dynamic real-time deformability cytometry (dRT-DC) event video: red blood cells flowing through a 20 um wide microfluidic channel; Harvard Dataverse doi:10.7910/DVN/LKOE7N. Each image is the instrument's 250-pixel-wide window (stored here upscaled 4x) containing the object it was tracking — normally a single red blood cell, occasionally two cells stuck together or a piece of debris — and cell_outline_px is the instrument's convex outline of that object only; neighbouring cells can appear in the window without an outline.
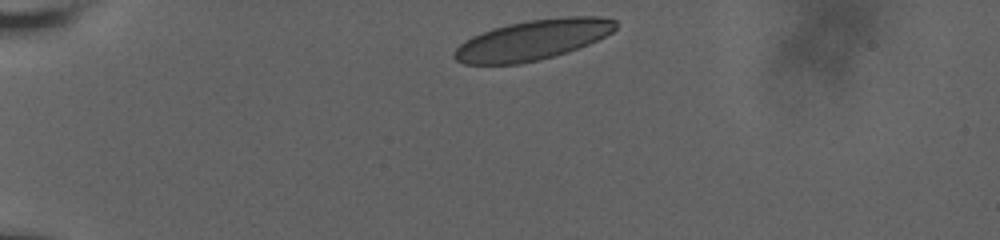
{"species": "human", "species_latin": "Homo sapiens", "temperature_condition": "room temperature", "stored_images_in_passage": 24, "camera_frame_rate_fps": 3000, "um_per_image_px": 0.085, "donor": {"sex": "male"}, "frame": {"image": 1, "passage_image": 1, "time_ms": 0.0, "image_size_px": [1000, 240], "cell_outline_px": [[616, 28], [612, 32], [588, 44], [568, 52], [520, 64], [464, 64], [456, 60], [452, 56], [456, 48], [460, 44], [472, 36], [492, 28], [508, 24], [528, 20], [568, 16], [600, 16], [616, 20]], "centroid_in_image_um": [45.27, 3.39], "position_along_channel_um": 39.7, "area_um2": 37.57}}
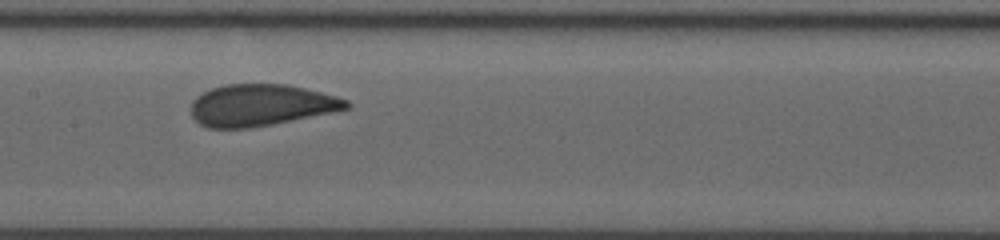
{"frame": {"image": 2, "passage_image": 14, "time_ms": 5.667, "image_size_px": [1000, 240], "cell_outline_px": [[352, 108], [272, 124], [248, 128], [208, 128], [200, 124], [192, 116], [192, 100], [196, 96], [212, 88], [224, 84], [288, 84], [336, 96], [348, 100], [352, 104]], "centroid_in_image_um": [22.19, 8.93], "position_along_channel_um": 185.2, "area_um2": 37.69}}
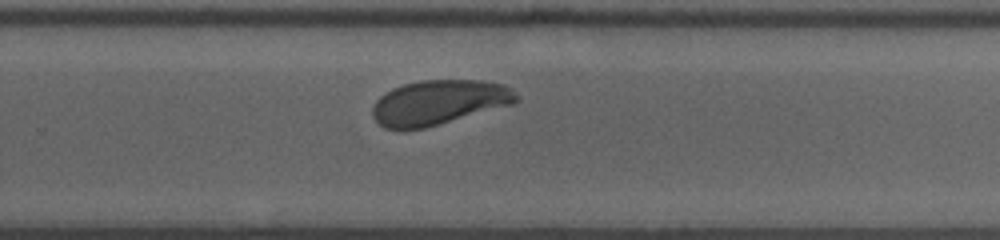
{"frame": {"image": 3, "passage_image": 24, "time_ms": 8.667, "image_size_px": [1000, 240], "cell_outline_px": [[520, 100], [512, 104], [424, 128], [384, 128], [372, 116], [372, 108], [376, 100], [384, 92], [392, 88], [404, 84], [420, 80], [484, 80], [504, 84]], "centroid_in_image_um": [37.27, 8.68], "position_along_channel_um": 292.5, "area_um2": 37.05}}